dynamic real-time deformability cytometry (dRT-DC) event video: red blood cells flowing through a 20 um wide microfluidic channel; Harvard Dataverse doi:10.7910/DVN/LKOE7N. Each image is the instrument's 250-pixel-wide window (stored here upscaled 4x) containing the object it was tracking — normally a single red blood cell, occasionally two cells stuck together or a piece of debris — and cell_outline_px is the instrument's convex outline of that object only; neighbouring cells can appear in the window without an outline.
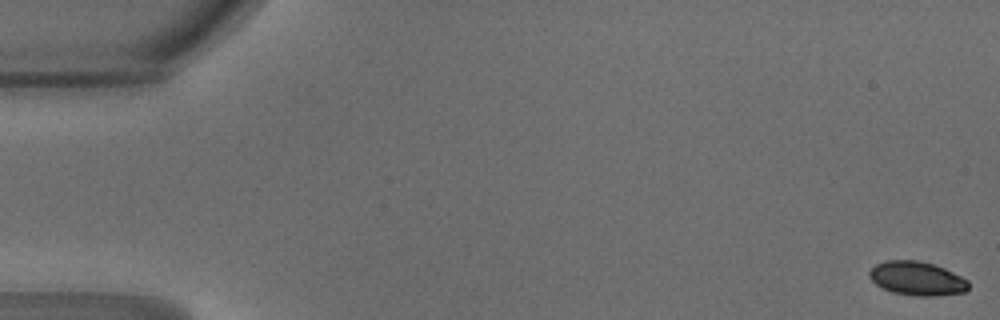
{"species": "common noctule bat (a hibernating species)", "species_latin": "Nyctalus noctula", "temperature_condition": "warm", "stored_images_in_passage": 48, "camera_frame_rate_fps": 3000, "um_per_image_px": 0.085, "animal": {"sex": "male", "body_mass_g": 18.8}, "frame": {"image": 1, "passage_image": 1, "time_ms": 0.0, "image_size_px": [1000, 320], "cell_outline_px": [[968, 288], [964, 292], [932, 296], [916, 296], [892, 292], [876, 284], [868, 276], [868, 272], [876, 264], [884, 260], [920, 260], [944, 268], [968, 280]], "centroid_in_image_um": [77.92, 23.66], "position_along_channel_um": 7.1, "area_um2": 19.48}}
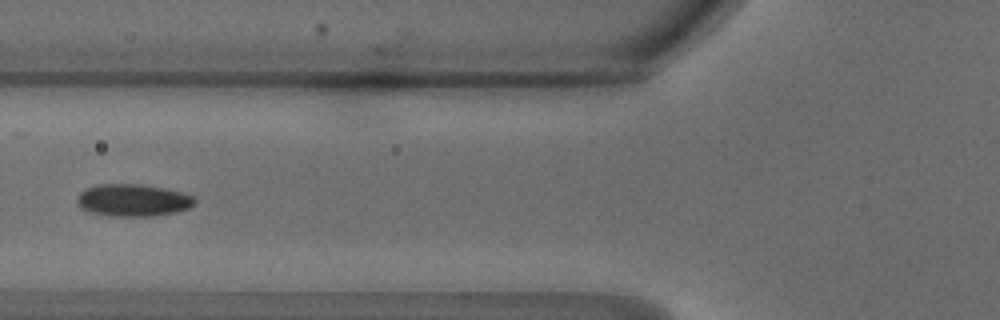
{"frame": {"image": 2, "passage_image": 19, "time_ms": 6.0, "image_size_px": [1000, 320], "cell_outline_px": [[196, 200], [188, 208], [176, 212], [152, 216], [108, 216], [92, 212], [80, 208], [76, 200], [80, 192], [84, 188], [100, 184], [140, 184], [164, 188], [180, 192], [192, 196]], "centroid_in_image_um": [11.26, 17.02], "position_along_channel_um": 114.5, "area_um2": 22.02}}
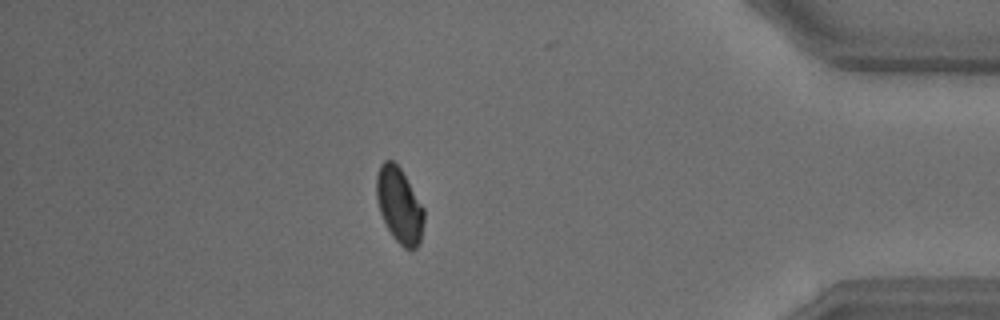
{"frame": {"image": 3, "passage_image": 42, "time_ms": 13.667, "image_size_px": [1000, 320], "cell_outline_px": [[424, 220], [420, 240], [416, 248], [404, 248], [396, 240], [388, 228], [380, 212], [376, 196], [376, 176], [380, 164], [384, 160], [392, 160], [400, 168], [424, 208]], "centroid_in_image_um": [33.93, 17.42], "position_along_channel_um": 401.3, "area_um2": 20.52}, "authors_computed_cell_mechanics": {"area_um2": 20.8658, "velocity_mm_per_s": 4.246, "shape_relaxation_time_tau1_ms": 2.2428, "shape_relaxation_time_tau2_ms": 1.8525, "deformation_change_tau1": 0.092, "deformation_change_tau2": 0.05}}